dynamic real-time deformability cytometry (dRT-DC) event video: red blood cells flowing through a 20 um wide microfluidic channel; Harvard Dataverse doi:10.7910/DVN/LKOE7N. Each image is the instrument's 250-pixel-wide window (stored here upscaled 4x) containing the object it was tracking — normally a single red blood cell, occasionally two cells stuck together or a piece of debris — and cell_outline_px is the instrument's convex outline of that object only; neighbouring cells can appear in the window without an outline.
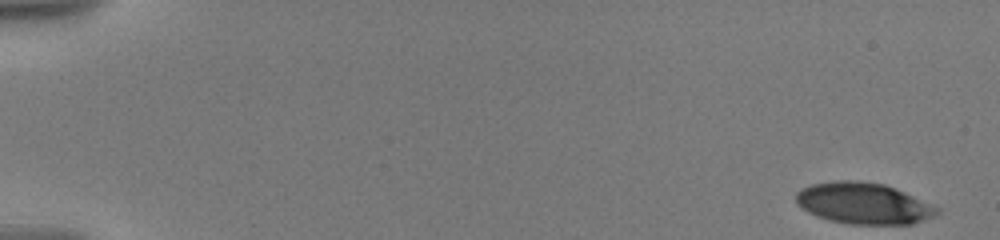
{"species": "human", "species_latin": "Homo sapiens", "temperature_condition": "warm", "stored_images_in_passage": 11, "camera_frame_rate_fps": 3000, "um_per_image_px": 0.085, "donor": {"sex": "male"}, "frame": {"image": 1, "passage_image": 1, "time_ms": 0.0, "image_size_px": [1000, 240], "cell_outline_px": [[940, 212], [936, 216], [912, 224], [848, 224], [828, 220], [816, 216], [808, 212], [796, 204], [796, 192], [800, 188], [812, 184], [836, 180], [856, 180], [884, 184], [904, 192], [940, 208]], "centroid_in_image_um": [73.38, 17.29], "position_along_channel_um": 11.6, "area_um2": 34.1}}
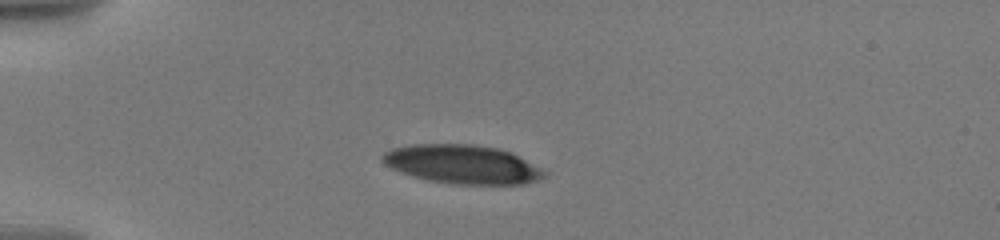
{"frame": {"image": 2, "passage_image": 7, "time_ms": 4.667, "image_size_px": [1000, 240], "cell_outline_px": [[548, 172], [540, 180], [524, 184], [452, 184], [428, 180], [412, 176], [400, 172], [384, 164], [380, 156], [384, 152], [392, 148], [408, 144], [472, 144], [500, 148], [512, 152]], "centroid_in_image_um": [39.3, 13.96], "position_along_channel_um": 45.7, "area_um2": 36.93}}
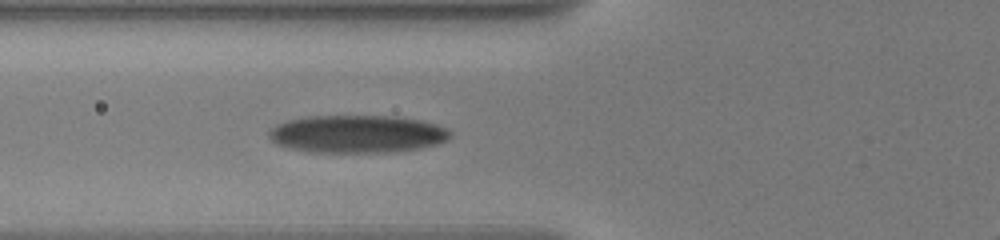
{"frame": {"image": 3, "passage_image": 11, "time_ms": 7.0, "image_size_px": [1000, 240], "cell_outline_px": [[452, 136], [448, 140], [436, 144], [420, 148], [388, 152], [308, 152], [276, 144], [268, 136], [268, 132], [272, 128], [288, 120], [308, 116], [396, 116], [420, 120], [436, 124], [448, 128], [452, 132]], "centroid_in_image_um": [30.4, 11.38], "position_along_channel_um": 95.4, "area_um2": 39.88}}